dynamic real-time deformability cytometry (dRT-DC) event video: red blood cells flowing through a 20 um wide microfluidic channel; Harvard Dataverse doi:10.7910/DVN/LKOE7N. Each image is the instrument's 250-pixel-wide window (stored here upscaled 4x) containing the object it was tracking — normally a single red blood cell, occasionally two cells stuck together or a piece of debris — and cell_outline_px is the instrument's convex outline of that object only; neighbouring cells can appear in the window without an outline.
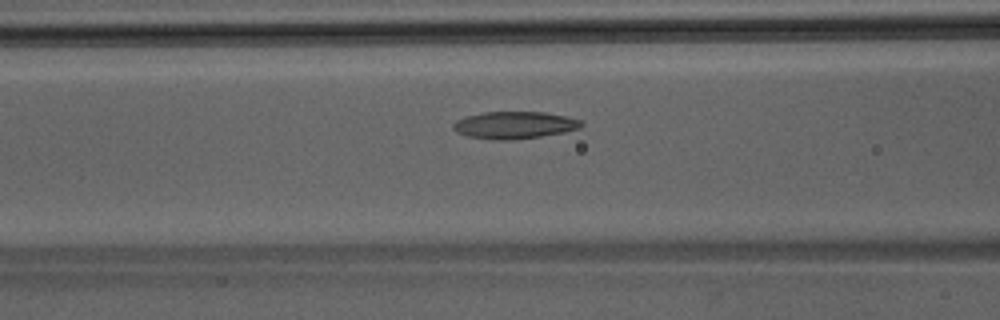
{"species": "Egyptian fruit bat (a non-hibernating species)", "species_latin": "Rousettus aegyptiacus", "temperature_condition": "room temperature", "stored_images_in_passage": 16, "camera_frame_rate_fps": 3000, "um_per_image_px": 0.085, "animal": {"sex": "male"}, "frame": {"image": 1, "passage_image": 9, "time_ms": 2.667, "image_size_px": [1000, 320], "cell_outline_px": [[584, 124], [580, 128], [564, 132], [516, 140], [492, 140], [468, 136], [456, 132], [452, 128], [452, 124], [456, 120], [468, 116], [484, 112], [544, 112], [568, 116], [584, 120]], "centroid_in_image_um": [43.76, 10.63], "position_along_channel_um": 122.8, "area_um2": 20.52}}
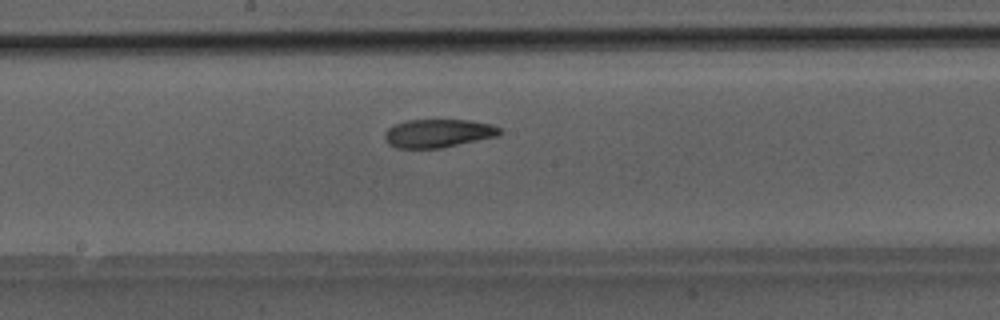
{"frame": {"image": 2, "passage_image": 15, "time_ms": 4.667, "image_size_px": [1000, 320], "cell_outline_px": [[504, 132], [500, 136], [440, 148], [396, 148], [388, 144], [384, 136], [384, 132], [388, 128], [396, 124], [408, 120], [468, 120], [492, 124], [500, 128]], "centroid_in_image_um": [37.28, 11.33], "position_along_channel_um": 210.9, "area_um2": 19.13}}